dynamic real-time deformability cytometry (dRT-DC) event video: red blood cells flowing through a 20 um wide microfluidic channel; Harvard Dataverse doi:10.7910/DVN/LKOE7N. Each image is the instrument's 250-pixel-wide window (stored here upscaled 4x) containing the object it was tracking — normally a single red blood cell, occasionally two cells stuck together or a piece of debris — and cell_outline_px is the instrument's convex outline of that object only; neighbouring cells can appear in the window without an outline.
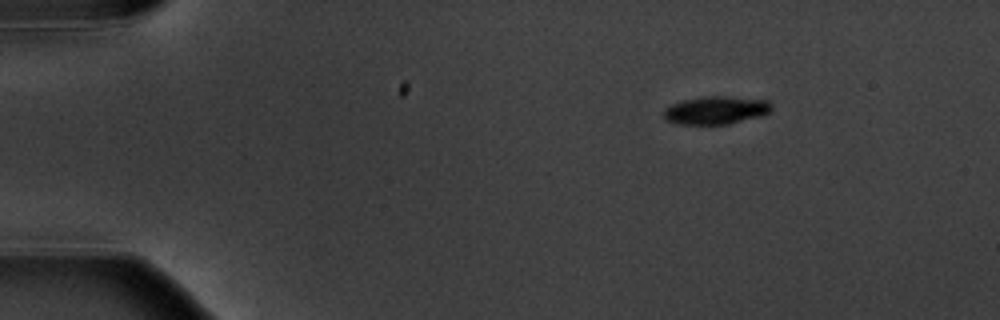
{"species": "common noctule bat (a hibernating species)", "species_latin": "Nyctalus noctula", "temperature_condition": "warm", "stored_images_in_passage": 9, "camera_frame_rate_fps": 3000, "um_per_image_px": 0.085, "animal": {"sex": "male", "body_mass_g": 20.1, "forearm_length_mm": 53.5}, "frame": {"image": 1, "passage_image": 1, "time_ms": 0.0, "image_size_px": [1000, 320], "cell_outline_px": [[772, 112], [764, 116], [728, 124], [676, 124], [668, 120], [664, 116], [664, 108], [672, 104], [684, 100], [700, 96], [728, 96], [768, 100], [772, 104]], "centroid_in_image_um": [60.92, 9.36], "position_along_channel_um": 24.1, "area_um2": 17.86}}
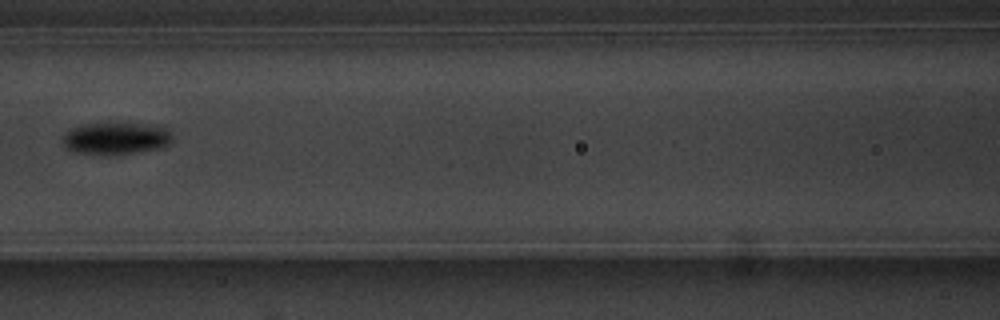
{"frame": {"image": 2, "passage_image": 6, "time_ms": 6.0, "image_size_px": [1000, 320], "cell_outline_px": [[172, 140], [168, 144], [160, 148], [136, 152], [108, 156], [76, 152], [64, 148], [64, 136], [72, 128], [84, 124], [160, 124], [168, 128], [172, 132]], "centroid_in_image_um": [9.91, 11.77], "position_along_channel_um": 156.7, "area_um2": 20.63}}
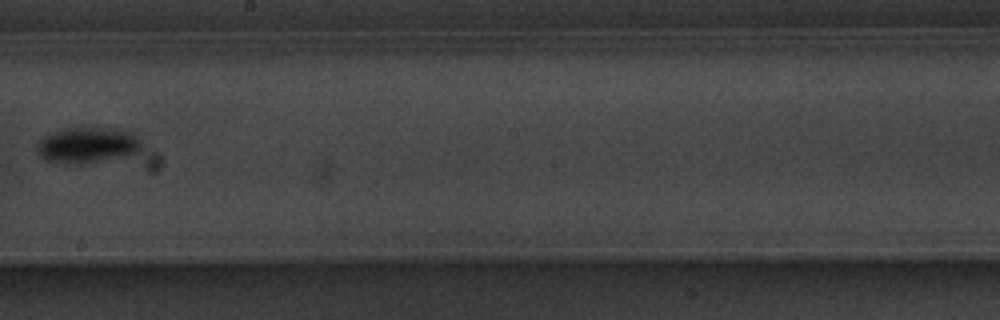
{"frame": {"image": 3, "passage_image": 8, "time_ms": 8.333, "image_size_px": [1000, 320], "cell_outline_px": [[140, 152], [132, 156], [76, 164], [44, 160], [40, 156], [36, 148], [36, 144], [44, 136], [56, 132], [72, 128], [108, 128], [136, 132], [140, 140]], "centroid_in_image_um": [7.5, 12.34], "position_along_channel_um": 240.7, "area_um2": 21.79}}